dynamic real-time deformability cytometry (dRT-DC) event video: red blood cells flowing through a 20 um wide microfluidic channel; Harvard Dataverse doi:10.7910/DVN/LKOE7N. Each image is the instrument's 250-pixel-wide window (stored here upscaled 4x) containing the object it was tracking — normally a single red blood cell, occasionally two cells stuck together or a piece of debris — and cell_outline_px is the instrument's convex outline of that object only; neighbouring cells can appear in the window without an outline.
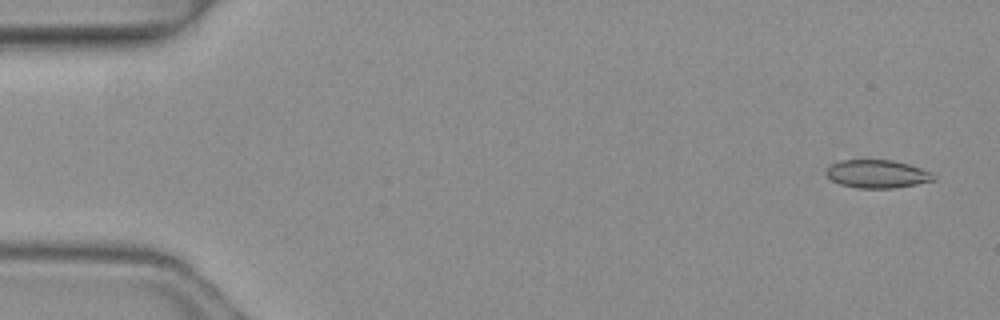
{"species": "common noctule bat (a hibernating species)", "species_latin": "Nyctalus noctula", "temperature_condition": "warm", "stored_images_in_passage": 5, "camera_frame_rate_fps": 3000, "um_per_image_px": 0.085, "animal": {"sex": "female", "body_mass_g": 19.3, "forearm_length_mm": 54.1}, "frame": {"image": 1, "passage_image": 1, "time_ms": 0.0, "image_size_px": [1000, 320], "cell_outline_px": [[936, 180], [896, 188], [856, 188], [840, 184], [832, 180], [824, 172], [828, 164], [840, 160], [892, 160], [908, 164], [932, 172], [936, 176]], "centroid_in_image_um": [74.54, 14.78], "position_along_channel_um": 10.5, "area_um2": 17.8}}